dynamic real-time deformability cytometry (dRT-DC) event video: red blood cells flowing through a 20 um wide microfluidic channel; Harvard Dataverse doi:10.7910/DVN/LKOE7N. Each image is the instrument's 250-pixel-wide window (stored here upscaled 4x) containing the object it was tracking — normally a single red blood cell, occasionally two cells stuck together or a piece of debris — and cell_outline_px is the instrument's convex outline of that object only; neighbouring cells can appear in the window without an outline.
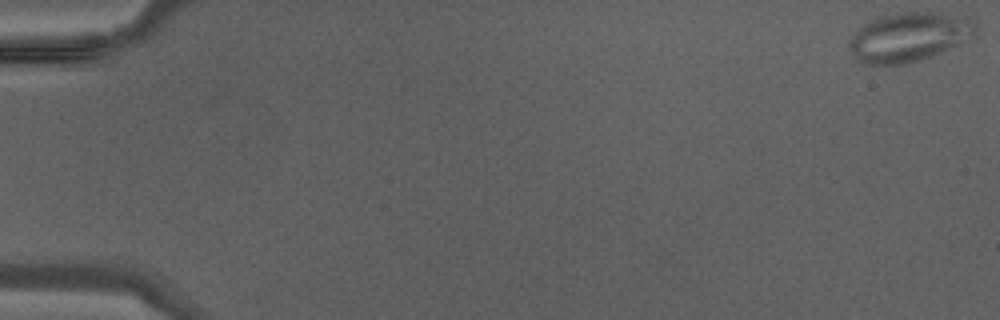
{"species": "Egyptian fruit bat (a non-hibernating species)", "species_latin": "Rousettus aegyptiacus", "temperature_condition": "warm", "stored_images_in_passage": 43, "camera_frame_rate_fps": 3000, "um_per_image_px": 0.085, "animal": {"sex": "male"}, "frame": {"image": 1, "passage_image": 1, "time_ms": 0.0, "image_size_px": [1000, 320], "cell_outline_px": [[976, 28], [972, 32], [956, 44], [932, 56], [920, 60], [904, 64], [860, 64], [856, 60], [848, 44], [848, 40], [864, 24], [876, 16], [896, 12], [932, 12], [972, 16], [976, 20]], "centroid_in_image_um": [77.21, 3.12], "position_along_channel_um": 7.8, "area_um2": 36.13}}
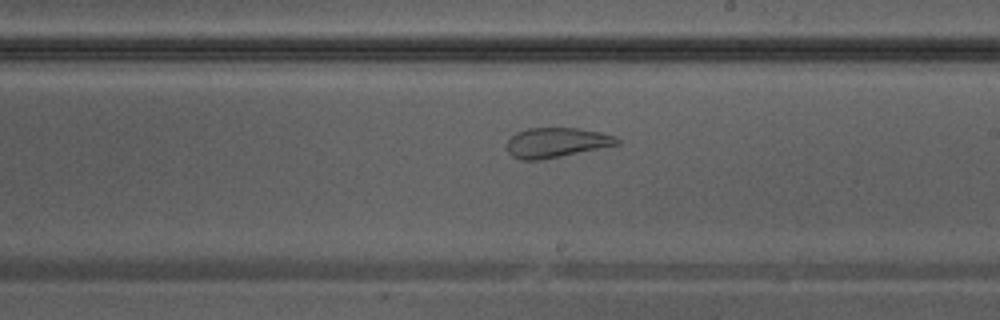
{"frame": {"image": 2, "passage_image": 26, "time_ms": 8.333, "image_size_px": [1000, 320], "cell_outline_px": [[620, 144], [540, 160], [520, 160], [512, 156], [508, 152], [508, 140], [516, 132], [528, 128], [580, 128], [600, 132], [616, 136], [620, 140]], "centroid_in_image_um": [47.3, 12.11], "position_along_channel_um": 241.7, "area_um2": 19.07}}
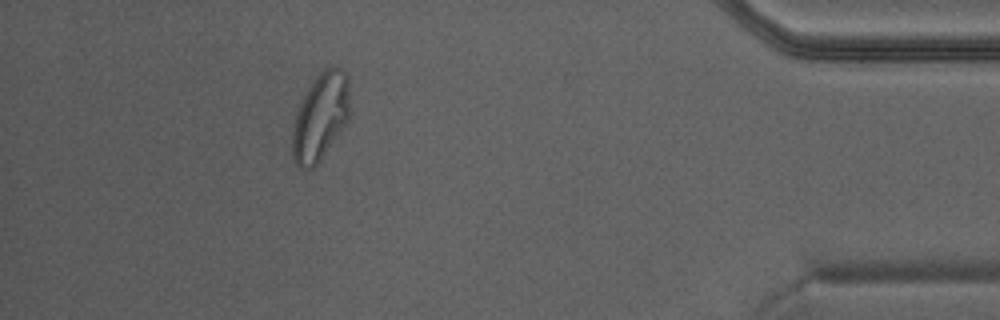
{"frame": {"image": 3, "passage_image": 39, "time_ms": 12.667, "image_size_px": [1000, 320], "cell_outline_px": [[348, 120], [320, 160], [312, 168], [300, 168], [296, 164], [292, 156], [292, 128], [296, 112], [300, 100], [312, 80], [324, 68], [340, 68], [348, 76]], "centroid_in_image_um": [27.19, 9.92], "position_along_channel_um": 408.0, "area_um2": 29.02}}